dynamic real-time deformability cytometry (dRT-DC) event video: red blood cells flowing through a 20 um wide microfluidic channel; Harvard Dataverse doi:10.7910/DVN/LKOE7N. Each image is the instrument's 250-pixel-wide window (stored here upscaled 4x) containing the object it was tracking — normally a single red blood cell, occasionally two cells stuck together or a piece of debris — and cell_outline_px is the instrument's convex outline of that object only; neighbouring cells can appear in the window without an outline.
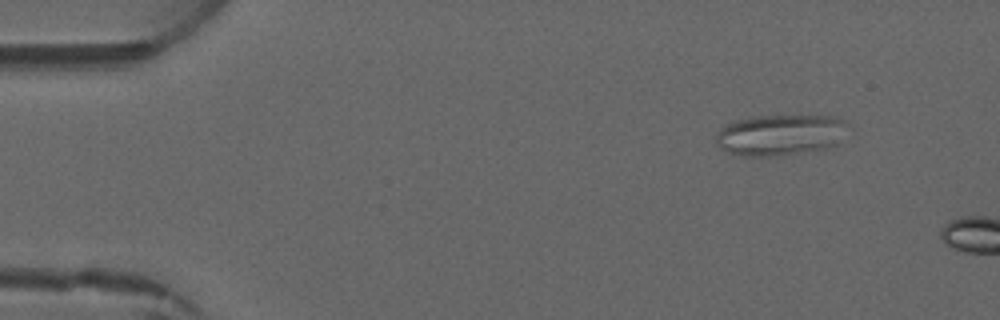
{"species": "common noctule bat (a hibernating species)", "species_latin": "Nyctalus noctula", "temperature_condition": "warm", "stored_images_in_passage": 3, "camera_frame_rate_fps": 3000, "um_per_image_px": 0.085, "animal": {"sex": "male", "forearm_length_mm": 52.5}, "frame": {"image": 1, "passage_image": 2, "time_ms": 1.333, "image_size_px": [1000, 320], "cell_outline_px": [[844, 124], [836, 144], [824, 148], [776, 156], [748, 156], [728, 152], [720, 148], [716, 144], [716, 136], [720, 128], [736, 120], [756, 116], [832, 116], [844, 120]], "centroid_in_image_um": [66.22, 11.46], "position_along_channel_um": 18.8, "area_um2": 30.69}}